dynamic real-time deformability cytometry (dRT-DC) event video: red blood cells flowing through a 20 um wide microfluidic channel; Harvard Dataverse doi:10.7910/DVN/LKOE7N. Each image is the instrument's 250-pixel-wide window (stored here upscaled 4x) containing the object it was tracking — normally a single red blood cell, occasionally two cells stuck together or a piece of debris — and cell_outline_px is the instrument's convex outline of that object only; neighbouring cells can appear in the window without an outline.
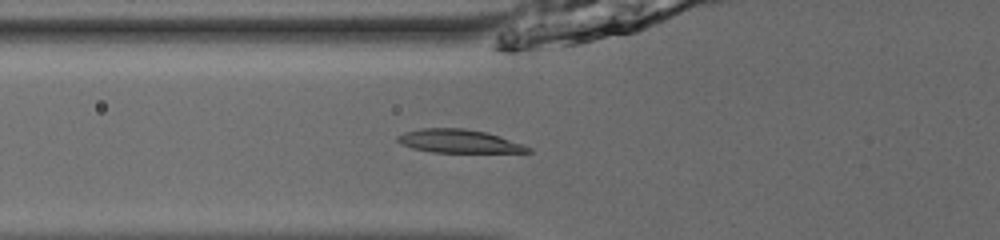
{"species": "common noctule bat (a hibernating species)", "species_latin": "Nyctalus noctula", "temperature_condition": "room temperature", "stored_images_in_passage": 21, "camera_frame_rate_fps": 3000, "um_per_image_px": 0.085, "animal": {"sex": "male", "body_mass_g": 13.0, "forearm_length_mm": 53.1}, "frame": {"image": 1, "passage_image": 21, "time_ms": 6.667, "image_size_px": [1000, 240], "cell_outline_px": [[532, 152], [432, 152], [412, 148], [400, 144], [396, 140], [396, 136], [404, 132], [420, 128], [464, 128], [484, 132], [500, 136], [524, 144], [532, 148]], "centroid_in_image_um": [38.98, 12.0], "position_along_channel_um": 86.8, "area_um2": 17.8}}